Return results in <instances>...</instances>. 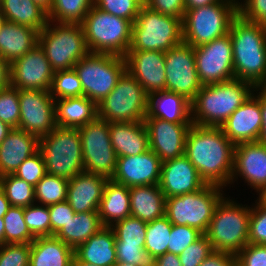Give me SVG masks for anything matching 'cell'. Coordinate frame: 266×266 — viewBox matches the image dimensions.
<instances>
[{
    "label": "cell",
    "instance_id": "1",
    "mask_svg": "<svg viewBox=\"0 0 266 266\" xmlns=\"http://www.w3.org/2000/svg\"><path fill=\"white\" fill-rule=\"evenodd\" d=\"M235 145L220 127L192 124L186 135L185 156L206 184L231 183Z\"/></svg>",
    "mask_w": 266,
    "mask_h": 266
},
{
    "label": "cell",
    "instance_id": "2",
    "mask_svg": "<svg viewBox=\"0 0 266 266\" xmlns=\"http://www.w3.org/2000/svg\"><path fill=\"white\" fill-rule=\"evenodd\" d=\"M229 35L235 78L260 88L266 82V26L238 15L231 23Z\"/></svg>",
    "mask_w": 266,
    "mask_h": 266
},
{
    "label": "cell",
    "instance_id": "3",
    "mask_svg": "<svg viewBox=\"0 0 266 266\" xmlns=\"http://www.w3.org/2000/svg\"><path fill=\"white\" fill-rule=\"evenodd\" d=\"M252 91L258 92L259 88L236 78L202 86L191 102L192 124L221 127L228 117L250 98Z\"/></svg>",
    "mask_w": 266,
    "mask_h": 266
},
{
    "label": "cell",
    "instance_id": "4",
    "mask_svg": "<svg viewBox=\"0 0 266 266\" xmlns=\"http://www.w3.org/2000/svg\"><path fill=\"white\" fill-rule=\"evenodd\" d=\"M251 208L227 197L219 201L205 233L214 251L237 255L249 243Z\"/></svg>",
    "mask_w": 266,
    "mask_h": 266
},
{
    "label": "cell",
    "instance_id": "5",
    "mask_svg": "<svg viewBox=\"0 0 266 266\" xmlns=\"http://www.w3.org/2000/svg\"><path fill=\"white\" fill-rule=\"evenodd\" d=\"M237 16V0H221L185 10L182 19L183 42L197 47L220 38L229 33L231 23Z\"/></svg>",
    "mask_w": 266,
    "mask_h": 266
},
{
    "label": "cell",
    "instance_id": "6",
    "mask_svg": "<svg viewBox=\"0 0 266 266\" xmlns=\"http://www.w3.org/2000/svg\"><path fill=\"white\" fill-rule=\"evenodd\" d=\"M132 24L92 5L81 23L89 52L124 57L131 44Z\"/></svg>",
    "mask_w": 266,
    "mask_h": 266
},
{
    "label": "cell",
    "instance_id": "7",
    "mask_svg": "<svg viewBox=\"0 0 266 266\" xmlns=\"http://www.w3.org/2000/svg\"><path fill=\"white\" fill-rule=\"evenodd\" d=\"M182 20L142 5L132 24L128 51H163L181 44Z\"/></svg>",
    "mask_w": 266,
    "mask_h": 266
},
{
    "label": "cell",
    "instance_id": "8",
    "mask_svg": "<svg viewBox=\"0 0 266 266\" xmlns=\"http://www.w3.org/2000/svg\"><path fill=\"white\" fill-rule=\"evenodd\" d=\"M38 44L54 71L73 69L81 58L90 53L81 24L58 25L48 21L39 32Z\"/></svg>",
    "mask_w": 266,
    "mask_h": 266
},
{
    "label": "cell",
    "instance_id": "9",
    "mask_svg": "<svg viewBox=\"0 0 266 266\" xmlns=\"http://www.w3.org/2000/svg\"><path fill=\"white\" fill-rule=\"evenodd\" d=\"M39 150L48 174L70 180L85 171L78 129L57 126L50 134L39 138Z\"/></svg>",
    "mask_w": 266,
    "mask_h": 266
},
{
    "label": "cell",
    "instance_id": "10",
    "mask_svg": "<svg viewBox=\"0 0 266 266\" xmlns=\"http://www.w3.org/2000/svg\"><path fill=\"white\" fill-rule=\"evenodd\" d=\"M221 188L206 184L198 191L166 198L165 216L171 224L187 225L205 234L216 206L224 197Z\"/></svg>",
    "mask_w": 266,
    "mask_h": 266
},
{
    "label": "cell",
    "instance_id": "11",
    "mask_svg": "<svg viewBox=\"0 0 266 266\" xmlns=\"http://www.w3.org/2000/svg\"><path fill=\"white\" fill-rule=\"evenodd\" d=\"M83 95L96 104L115 88L126 71L125 58L113 54L89 53L75 65Z\"/></svg>",
    "mask_w": 266,
    "mask_h": 266
},
{
    "label": "cell",
    "instance_id": "12",
    "mask_svg": "<svg viewBox=\"0 0 266 266\" xmlns=\"http://www.w3.org/2000/svg\"><path fill=\"white\" fill-rule=\"evenodd\" d=\"M97 107L98 117L109 123L144 121L148 112V95L126 70Z\"/></svg>",
    "mask_w": 266,
    "mask_h": 266
},
{
    "label": "cell",
    "instance_id": "13",
    "mask_svg": "<svg viewBox=\"0 0 266 266\" xmlns=\"http://www.w3.org/2000/svg\"><path fill=\"white\" fill-rule=\"evenodd\" d=\"M78 131L84 170L111 179L116 169L117 155L110 141L109 122L97 117L78 128Z\"/></svg>",
    "mask_w": 266,
    "mask_h": 266
},
{
    "label": "cell",
    "instance_id": "14",
    "mask_svg": "<svg viewBox=\"0 0 266 266\" xmlns=\"http://www.w3.org/2000/svg\"><path fill=\"white\" fill-rule=\"evenodd\" d=\"M196 70L202 85L234 79L232 40L226 35L194 47Z\"/></svg>",
    "mask_w": 266,
    "mask_h": 266
},
{
    "label": "cell",
    "instance_id": "15",
    "mask_svg": "<svg viewBox=\"0 0 266 266\" xmlns=\"http://www.w3.org/2000/svg\"><path fill=\"white\" fill-rule=\"evenodd\" d=\"M166 91L192 102L203 86L196 70L194 47L184 42L165 52Z\"/></svg>",
    "mask_w": 266,
    "mask_h": 266
},
{
    "label": "cell",
    "instance_id": "16",
    "mask_svg": "<svg viewBox=\"0 0 266 266\" xmlns=\"http://www.w3.org/2000/svg\"><path fill=\"white\" fill-rule=\"evenodd\" d=\"M19 105L18 129L41 138L57 127L55 99L49 91L21 89L19 90Z\"/></svg>",
    "mask_w": 266,
    "mask_h": 266
},
{
    "label": "cell",
    "instance_id": "17",
    "mask_svg": "<svg viewBox=\"0 0 266 266\" xmlns=\"http://www.w3.org/2000/svg\"><path fill=\"white\" fill-rule=\"evenodd\" d=\"M45 52L37 44L25 55L10 64V85L21 89L49 91L54 76Z\"/></svg>",
    "mask_w": 266,
    "mask_h": 266
},
{
    "label": "cell",
    "instance_id": "18",
    "mask_svg": "<svg viewBox=\"0 0 266 266\" xmlns=\"http://www.w3.org/2000/svg\"><path fill=\"white\" fill-rule=\"evenodd\" d=\"M149 148L162 162L185 154L186 135L192 123H172L151 116L145 117Z\"/></svg>",
    "mask_w": 266,
    "mask_h": 266
},
{
    "label": "cell",
    "instance_id": "19",
    "mask_svg": "<svg viewBox=\"0 0 266 266\" xmlns=\"http://www.w3.org/2000/svg\"><path fill=\"white\" fill-rule=\"evenodd\" d=\"M162 161L151 150L136 155L117 157L111 180L127 187L159 185Z\"/></svg>",
    "mask_w": 266,
    "mask_h": 266
},
{
    "label": "cell",
    "instance_id": "20",
    "mask_svg": "<svg viewBox=\"0 0 266 266\" xmlns=\"http://www.w3.org/2000/svg\"><path fill=\"white\" fill-rule=\"evenodd\" d=\"M124 58L126 70L139 82L148 96L166 90L165 52L128 51Z\"/></svg>",
    "mask_w": 266,
    "mask_h": 266
},
{
    "label": "cell",
    "instance_id": "21",
    "mask_svg": "<svg viewBox=\"0 0 266 266\" xmlns=\"http://www.w3.org/2000/svg\"><path fill=\"white\" fill-rule=\"evenodd\" d=\"M262 127L260 91L252 94L221 125L222 132L234 144L258 142Z\"/></svg>",
    "mask_w": 266,
    "mask_h": 266
},
{
    "label": "cell",
    "instance_id": "22",
    "mask_svg": "<svg viewBox=\"0 0 266 266\" xmlns=\"http://www.w3.org/2000/svg\"><path fill=\"white\" fill-rule=\"evenodd\" d=\"M206 185L185 156L162 162L159 187L166 198L192 193Z\"/></svg>",
    "mask_w": 266,
    "mask_h": 266
},
{
    "label": "cell",
    "instance_id": "23",
    "mask_svg": "<svg viewBox=\"0 0 266 266\" xmlns=\"http://www.w3.org/2000/svg\"><path fill=\"white\" fill-rule=\"evenodd\" d=\"M236 175L256 192L266 186V146L259 142L235 145L231 182Z\"/></svg>",
    "mask_w": 266,
    "mask_h": 266
},
{
    "label": "cell",
    "instance_id": "24",
    "mask_svg": "<svg viewBox=\"0 0 266 266\" xmlns=\"http://www.w3.org/2000/svg\"><path fill=\"white\" fill-rule=\"evenodd\" d=\"M108 178L86 171L69 180L67 202L75 213L98 211Z\"/></svg>",
    "mask_w": 266,
    "mask_h": 266
},
{
    "label": "cell",
    "instance_id": "25",
    "mask_svg": "<svg viewBox=\"0 0 266 266\" xmlns=\"http://www.w3.org/2000/svg\"><path fill=\"white\" fill-rule=\"evenodd\" d=\"M38 150V137L13 128L0 143V176L13 174L29 156Z\"/></svg>",
    "mask_w": 266,
    "mask_h": 266
},
{
    "label": "cell",
    "instance_id": "26",
    "mask_svg": "<svg viewBox=\"0 0 266 266\" xmlns=\"http://www.w3.org/2000/svg\"><path fill=\"white\" fill-rule=\"evenodd\" d=\"M110 141L117 157L136 156L149 150V134L144 121L110 122Z\"/></svg>",
    "mask_w": 266,
    "mask_h": 266
},
{
    "label": "cell",
    "instance_id": "27",
    "mask_svg": "<svg viewBox=\"0 0 266 266\" xmlns=\"http://www.w3.org/2000/svg\"><path fill=\"white\" fill-rule=\"evenodd\" d=\"M115 240L113 229L104 226L74 249L73 260H81L97 266H113L117 262Z\"/></svg>",
    "mask_w": 266,
    "mask_h": 266
},
{
    "label": "cell",
    "instance_id": "28",
    "mask_svg": "<svg viewBox=\"0 0 266 266\" xmlns=\"http://www.w3.org/2000/svg\"><path fill=\"white\" fill-rule=\"evenodd\" d=\"M38 37L37 30L6 21L0 28V57L13 63L38 44Z\"/></svg>",
    "mask_w": 266,
    "mask_h": 266
},
{
    "label": "cell",
    "instance_id": "29",
    "mask_svg": "<svg viewBox=\"0 0 266 266\" xmlns=\"http://www.w3.org/2000/svg\"><path fill=\"white\" fill-rule=\"evenodd\" d=\"M146 116L172 123H192L191 102L178 93L166 90L156 92L148 96Z\"/></svg>",
    "mask_w": 266,
    "mask_h": 266
},
{
    "label": "cell",
    "instance_id": "30",
    "mask_svg": "<svg viewBox=\"0 0 266 266\" xmlns=\"http://www.w3.org/2000/svg\"><path fill=\"white\" fill-rule=\"evenodd\" d=\"M166 197L159 185L130 187L131 216L149 223L165 216Z\"/></svg>",
    "mask_w": 266,
    "mask_h": 266
},
{
    "label": "cell",
    "instance_id": "31",
    "mask_svg": "<svg viewBox=\"0 0 266 266\" xmlns=\"http://www.w3.org/2000/svg\"><path fill=\"white\" fill-rule=\"evenodd\" d=\"M56 124L78 129L98 117V107L87 97H68L55 100Z\"/></svg>",
    "mask_w": 266,
    "mask_h": 266
},
{
    "label": "cell",
    "instance_id": "32",
    "mask_svg": "<svg viewBox=\"0 0 266 266\" xmlns=\"http://www.w3.org/2000/svg\"><path fill=\"white\" fill-rule=\"evenodd\" d=\"M74 249L55 235L37 237L31 242L29 266H72Z\"/></svg>",
    "mask_w": 266,
    "mask_h": 266
},
{
    "label": "cell",
    "instance_id": "33",
    "mask_svg": "<svg viewBox=\"0 0 266 266\" xmlns=\"http://www.w3.org/2000/svg\"><path fill=\"white\" fill-rule=\"evenodd\" d=\"M98 213L102 225L108 227L130 216V188L108 179Z\"/></svg>",
    "mask_w": 266,
    "mask_h": 266
},
{
    "label": "cell",
    "instance_id": "34",
    "mask_svg": "<svg viewBox=\"0 0 266 266\" xmlns=\"http://www.w3.org/2000/svg\"><path fill=\"white\" fill-rule=\"evenodd\" d=\"M103 227L98 211L75 213L55 236L75 249Z\"/></svg>",
    "mask_w": 266,
    "mask_h": 266
},
{
    "label": "cell",
    "instance_id": "35",
    "mask_svg": "<svg viewBox=\"0 0 266 266\" xmlns=\"http://www.w3.org/2000/svg\"><path fill=\"white\" fill-rule=\"evenodd\" d=\"M6 21L33 28L40 32L48 23L47 13L32 0H2Z\"/></svg>",
    "mask_w": 266,
    "mask_h": 266
},
{
    "label": "cell",
    "instance_id": "36",
    "mask_svg": "<svg viewBox=\"0 0 266 266\" xmlns=\"http://www.w3.org/2000/svg\"><path fill=\"white\" fill-rule=\"evenodd\" d=\"M92 5L93 0H53L48 21L81 24Z\"/></svg>",
    "mask_w": 266,
    "mask_h": 266
},
{
    "label": "cell",
    "instance_id": "37",
    "mask_svg": "<svg viewBox=\"0 0 266 266\" xmlns=\"http://www.w3.org/2000/svg\"><path fill=\"white\" fill-rule=\"evenodd\" d=\"M172 224L166 216L147 223L144 249L153 261L167 252Z\"/></svg>",
    "mask_w": 266,
    "mask_h": 266
},
{
    "label": "cell",
    "instance_id": "38",
    "mask_svg": "<svg viewBox=\"0 0 266 266\" xmlns=\"http://www.w3.org/2000/svg\"><path fill=\"white\" fill-rule=\"evenodd\" d=\"M68 185L69 180L46 173L34 187L35 201L45 206L67 201Z\"/></svg>",
    "mask_w": 266,
    "mask_h": 266
},
{
    "label": "cell",
    "instance_id": "39",
    "mask_svg": "<svg viewBox=\"0 0 266 266\" xmlns=\"http://www.w3.org/2000/svg\"><path fill=\"white\" fill-rule=\"evenodd\" d=\"M5 223L4 243H31L35 237L30 233L24 218V207L11 206L3 216Z\"/></svg>",
    "mask_w": 266,
    "mask_h": 266
},
{
    "label": "cell",
    "instance_id": "40",
    "mask_svg": "<svg viewBox=\"0 0 266 266\" xmlns=\"http://www.w3.org/2000/svg\"><path fill=\"white\" fill-rule=\"evenodd\" d=\"M0 189L11 206L27 207L35 204L34 186L13 174L0 176Z\"/></svg>",
    "mask_w": 266,
    "mask_h": 266
},
{
    "label": "cell",
    "instance_id": "41",
    "mask_svg": "<svg viewBox=\"0 0 266 266\" xmlns=\"http://www.w3.org/2000/svg\"><path fill=\"white\" fill-rule=\"evenodd\" d=\"M111 228L116 236L115 244H145L147 223L137 217L130 215L115 222Z\"/></svg>",
    "mask_w": 266,
    "mask_h": 266
},
{
    "label": "cell",
    "instance_id": "42",
    "mask_svg": "<svg viewBox=\"0 0 266 266\" xmlns=\"http://www.w3.org/2000/svg\"><path fill=\"white\" fill-rule=\"evenodd\" d=\"M49 92L55 100L83 96L81 81L75 69L55 71Z\"/></svg>",
    "mask_w": 266,
    "mask_h": 266
},
{
    "label": "cell",
    "instance_id": "43",
    "mask_svg": "<svg viewBox=\"0 0 266 266\" xmlns=\"http://www.w3.org/2000/svg\"><path fill=\"white\" fill-rule=\"evenodd\" d=\"M25 223L35 237L50 236V214L48 206L35 203L24 207Z\"/></svg>",
    "mask_w": 266,
    "mask_h": 266
},
{
    "label": "cell",
    "instance_id": "44",
    "mask_svg": "<svg viewBox=\"0 0 266 266\" xmlns=\"http://www.w3.org/2000/svg\"><path fill=\"white\" fill-rule=\"evenodd\" d=\"M0 120L18 128L20 120L19 90L9 85L0 90Z\"/></svg>",
    "mask_w": 266,
    "mask_h": 266
},
{
    "label": "cell",
    "instance_id": "45",
    "mask_svg": "<svg viewBox=\"0 0 266 266\" xmlns=\"http://www.w3.org/2000/svg\"><path fill=\"white\" fill-rule=\"evenodd\" d=\"M144 0H93V5L104 12L135 22Z\"/></svg>",
    "mask_w": 266,
    "mask_h": 266
},
{
    "label": "cell",
    "instance_id": "46",
    "mask_svg": "<svg viewBox=\"0 0 266 266\" xmlns=\"http://www.w3.org/2000/svg\"><path fill=\"white\" fill-rule=\"evenodd\" d=\"M47 173L43 155L38 150L33 155L29 156L13 173L20 179L25 180L32 186L36 184L44 177Z\"/></svg>",
    "mask_w": 266,
    "mask_h": 266
},
{
    "label": "cell",
    "instance_id": "47",
    "mask_svg": "<svg viewBox=\"0 0 266 266\" xmlns=\"http://www.w3.org/2000/svg\"><path fill=\"white\" fill-rule=\"evenodd\" d=\"M31 243L0 245V266H29Z\"/></svg>",
    "mask_w": 266,
    "mask_h": 266
},
{
    "label": "cell",
    "instance_id": "48",
    "mask_svg": "<svg viewBox=\"0 0 266 266\" xmlns=\"http://www.w3.org/2000/svg\"><path fill=\"white\" fill-rule=\"evenodd\" d=\"M201 235L202 233L196 228L172 224L167 252L180 255L187 246L194 243Z\"/></svg>",
    "mask_w": 266,
    "mask_h": 266
},
{
    "label": "cell",
    "instance_id": "49",
    "mask_svg": "<svg viewBox=\"0 0 266 266\" xmlns=\"http://www.w3.org/2000/svg\"><path fill=\"white\" fill-rule=\"evenodd\" d=\"M213 252L212 245L205 234L187 246L179 256L182 266H199Z\"/></svg>",
    "mask_w": 266,
    "mask_h": 266
},
{
    "label": "cell",
    "instance_id": "50",
    "mask_svg": "<svg viewBox=\"0 0 266 266\" xmlns=\"http://www.w3.org/2000/svg\"><path fill=\"white\" fill-rule=\"evenodd\" d=\"M255 203L249 219V244L266 245V207Z\"/></svg>",
    "mask_w": 266,
    "mask_h": 266
},
{
    "label": "cell",
    "instance_id": "51",
    "mask_svg": "<svg viewBox=\"0 0 266 266\" xmlns=\"http://www.w3.org/2000/svg\"><path fill=\"white\" fill-rule=\"evenodd\" d=\"M115 247L117 261L138 266H149L152 263L144 245L115 244Z\"/></svg>",
    "mask_w": 266,
    "mask_h": 266
},
{
    "label": "cell",
    "instance_id": "52",
    "mask_svg": "<svg viewBox=\"0 0 266 266\" xmlns=\"http://www.w3.org/2000/svg\"><path fill=\"white\" fill-rule=\"evenodd\" d=\"M48 209L50 214V236L56 235L75 215L67 201L49 205Z\"/></svg>",
    "mask_w": 266,
    "mask_h": 266
},
{
    "label": "cell",
    "instance_id": "53",
    "mask_svg": "<svg viewBox=\"0 0 266 266\" xmlns=\"http://www.w3.org/2000/svg\"><path fill=\"white\" fill-rule=\"evenodd\" d=\"M238 15L244 20L266 26V0L238 1Z\"/></svg>",
    "mask_w": 266,
    "mask_h": 266
},
{
    "label": "cell",
    "instance_id": "54",
    "mask_svg": "<svg viewBox=\"0 0 266 266\" xmlns=\"http://www.w3.org/2000/svg\"><path fill=\"white\" fill-rule=\"evenodd\" d=\"M236 258L237 266H266V245L248 243Z\"/></svg>",
    "mask_w": 266,
    "mask_h": 266
},
{
    "label": "cell",
    "instance_id": "55",
    "mask_svg": "<svg viewBox=\"0 0 266 266\" xmlns=\"http://www.w3.org/2000/svg\"><path fill=\"white\" fill-rule=\"evenodd\" d=\"M144 5L164 15L183 19L185 6L183 0H144Z\"/></svg>",
    "mask_w": 266,
    "mask_h": 266
},
{
    "label": "cell",
    "instance_id": "56",
    "mask_svg": "<svg viewBox=\"0 0 266 266\" xmlns=\"http://www.w3.org/2000/svg\"><path fill=\"white\" fill-rule=\"evenodd\" d=\"M199 266H237V258L235 254L213 250Z\"/></svg>",
    "mask_w": 266,
    "mask_h": 266
},
{
    "label": "cell",
    "instance_id": "57",
    "mask_svg": "<svg viewBox=\"0 0 266 266\" xmlns=\"http://www.w3.org/2000/svg\"><path fill=\"white\" fill-rule=\"evenodd\" d=\"M260 90V108L262 115V127L258 142L266 146V93Z\"/></svg>",
    "mask_w": 266,
    "mask_h": 266
},
{
    "label": "cell",
    "instance_id": "58",
    "mask_svg": "<svg viewBox=\"0 0 266 266\" xmlns=\"http://www.w3.org/2000/svg\"><path fill=\"white\" fill-rule=\"evenodd\" d=\"M152 263L155 266H182L179 256L169 252L157 257Z\"/></svg>",
    "mask_w": 266,
    "mask_h": 266
},
{
    "label": "cell",
    "instance_id": "59",
    "mask_svg": "<svg viewBox=\"0 0 266 266\" xmlns=\"http://www.w3.org/2000/svg\"><path fill=\"white\" fill-rule=\"evenodd\" d=\"M10 85V64L0 57V90Z\"/></svg>",
    "mask_w": 266,
    "mask_h": 266
},
{
    "label": "cell",
    "instance_id": "60",
    "mask_svg": "<svg viewBox=\"0 0 266 266\" xmlns=\"http://www.w3.org/2000/svg\"><path fill=\"white\" fill-rule=\"evenodd\" d=\"M185 10L195 9L198 7L207 6L216 2H219L221 0H183Z\"/></svg>",
    "mask_w": 266,
    "mask_h": 266
},
{
    "label": "cell",
    "instance_id": "61",
    "mask_svg": "<svg viewBox=\"0 0 266 266\" xmlns=\"http://www.w3.org/2000/svg\"><path fill=\"white\" fill-rule=\"evenodd\" d=\"M11 207L10 202L5 196L4 192L0 189V218L8 212V209Z\"/></svg>",
    "mask_w": 266,
    "mask_h": 266
},
{
    "label": "cell",
    "instance_id": "62",
    "mask_svg": "<svg viewBox=\"0 0 266 266\" xmlns=\"http://www.w3.org/2000/svg\"><path fill=\"white\" fill-rule=\"evenodd\" d=\"M35 4H37L41 9H43L47 14L50 12L52 8L53 0H32Z\"/></svg>",
    "mask_w": 266,
    "mask_h": 266
},
{
    "label": "cell",
    "instance_id": "63",
    "mask_svg": "<svg viewBox=\"0 0 266 266\" xmlns=\"http://www.w3.org/2000/svg\"><path fill=\"white\" fill-rule=\"evenodd\" d=\"M13 128L0 120V143L6 138Z\"/></svg>",
    "mask_w": 266,
    "mask_h": 266
},
{
    "label": "cell",
    "instance_id": "64",
    "mask_svg": "<svg viewBox=\"0 0 266 266\" xmlns=\"http://www.w3.org/2000/svg\"><path fill=\"white\" fill-rule=\"evenodd\" d=\"M258 203L266 207V186L259 191Z\"/></svg>",
    "mask_w": 266,
    "mask_h": 266
},
{
    "label": "cell",
    "instance_id": "65",
    "mask_svg": "<svg viewBox=\"0 0 266 266\" xmlns=\"http://www.w3.org/2000/svg\"><path fill=\"white\" fill-rule=\"evenodd\" d=\"M4 228L5 223L3 221V218H0V245L4 244Z\"/></svg>",
    "mask_w": 266,
    "mask_h": 266
},
{
    "label": "cell",
    "instance_id": "66",
    "mask_svg": "<svg viewBox=\"0 0 266 266\" xmlns=\"http://www.w3.org/2000/svg\"><path fill=\"white\" fill-rule=\"evenodd\" d=\"M72 265L73 266H97L92 263H87L81 260H72Z\"/></svg>",
    "mask_w": 266,
    "mask_h": 266
},
{
    "label": "cell",
    "instance_id": "67",
    "mask_svg": "<svg viewBox=\"0 0 266 266\" xmlns=\"http://www.w3.org/2000/svg\"><path fill=\"white\" fill-rule=\"evenodd\" d=\"M5 22H6L5 14L0 6V28L5 24Z\"/></svg>",
    "mask_w": 266,
    "mask_h": 266
},
{
    "label": "cell",
    "instance_id": "68",
    "mask_svg": "<svg viewBox=\"0 0 266 266\" xmlns=\"http://www.w3.org/2000/svg\"><path fill=\"white\" fill-rule=\"evenodd\" d=\"M113 266H138V265L117 261Z\"/></svg>",
    "mask_w": 266,
    "mask_h": 266
},
{
    "label": "cell",
    "instance_id": "69",
    "mask_svg": "<svg viewBox=\"0 0 266 266\" xmlns=\"http://www.w3.org/2000/svg\"><path fill=\"white\" fill-rule=\"evenodd\" d=\"M260 88L266 93V82Z\"/></svg>",
    "mask_w": 266,
    "mask_h": 266
}]
</instances>
